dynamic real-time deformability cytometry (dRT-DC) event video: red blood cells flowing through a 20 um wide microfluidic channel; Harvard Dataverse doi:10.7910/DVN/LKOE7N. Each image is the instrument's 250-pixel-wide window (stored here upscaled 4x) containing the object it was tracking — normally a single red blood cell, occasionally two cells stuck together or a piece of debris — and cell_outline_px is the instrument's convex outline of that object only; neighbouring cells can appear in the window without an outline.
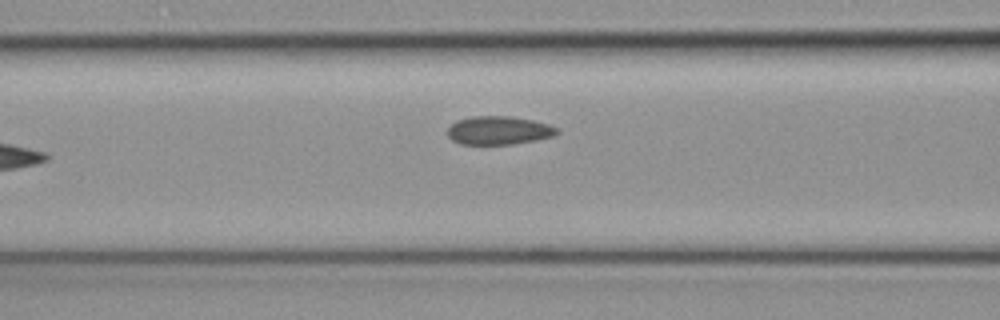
{"species": "common noctule bat (a hibernating species)", "species_latin": "Nyctalus noctula", "temperature_condition": "cold", "stored_images_in_passage": 5, "camera_frame_rate_fps": 3000, "um_per_image_px": 0.085, "animal": {"sex": "female", "body_mass_g": 19.3, "forearm_length_mm": 54.1}, "frame": {"image": 1, "passage_image": 5, "time_ms": 1.333, "image_size_px": [1000, 320], "cell_outline_px": [[560, 132], [552, 136], [536, 140], [512, 144], [460, 144], [452, 140], [448, 136], [448, 128], [456, 120], [472, 116], [512, 116], [532, 120], [548, 124], [556, 128]], "centroid_in_image_um": [42.37, 11.08], "position_along_channel_um": 124.2, "area_um2": 18.09}}